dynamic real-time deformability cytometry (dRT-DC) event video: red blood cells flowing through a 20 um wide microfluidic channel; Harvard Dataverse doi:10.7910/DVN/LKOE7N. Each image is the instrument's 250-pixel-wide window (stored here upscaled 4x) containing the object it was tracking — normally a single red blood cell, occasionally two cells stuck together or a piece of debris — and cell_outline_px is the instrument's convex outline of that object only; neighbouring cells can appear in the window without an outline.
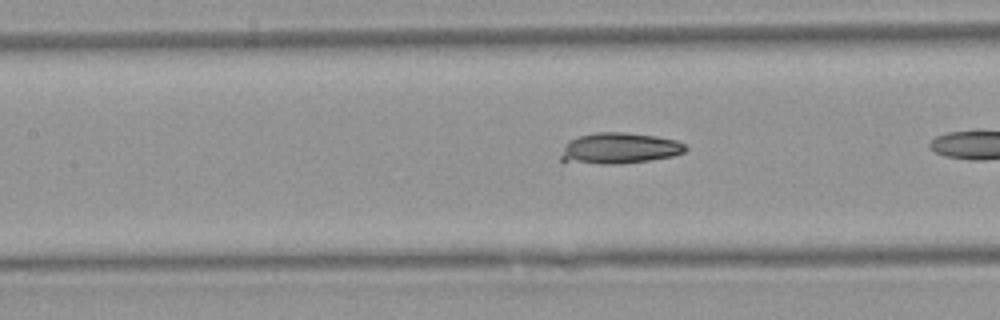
{"species": "Egyptian fruit bat (a non-hibernating species)", "species_latin": "Rousettus aegyptiacus", "temperature_condition": "warm", "stored_images_in_passage": 11, "camera_frame_rate_fps": 3000, "um_per_image_px": 0.085, "animal": {"sex": "female"}, "frame": {"image": 1, "passage_image": 8, "time_ms": 2.333, "image_size_px": [1000, 320], "cell_outline_px": [[688, 148], [684, 152], [672, 156], [648, 160], [620, 164], [564, 164], [560, 160], [560, 156], [568, 140], [576, 136], [596, 132], [624, 132], [656, 136], [676, 140], [684, 144]], "centroid_in_image_um": [52.55, 12.62], "position_along_channel_um": 154.8, "area_um2": 22.95}}